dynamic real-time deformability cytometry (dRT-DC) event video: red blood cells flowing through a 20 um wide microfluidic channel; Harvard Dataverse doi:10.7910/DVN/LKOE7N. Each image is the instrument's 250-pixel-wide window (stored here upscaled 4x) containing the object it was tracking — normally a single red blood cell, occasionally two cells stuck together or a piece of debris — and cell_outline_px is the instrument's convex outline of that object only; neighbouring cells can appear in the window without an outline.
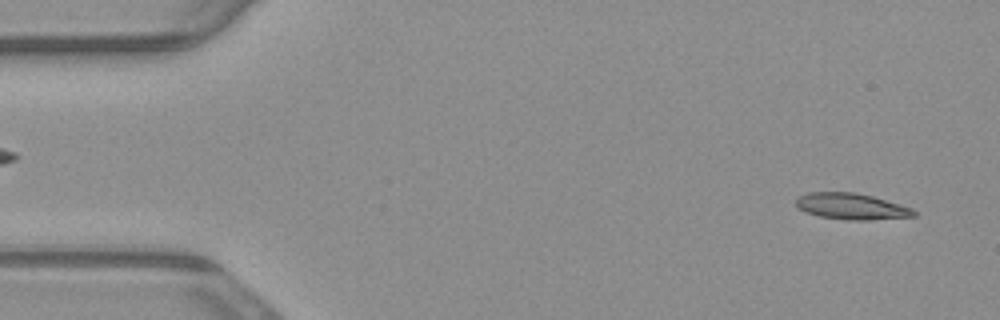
{"species": "common noctule bat (a hibernating species)", "species_latin": "Nyctalus noctula", "temperature_condition": "warm", "stored_images_in_passage": 52, "camera_frame_rate_fps": 3000, "um_per_image_px": 0.085, "animal": {"sex": "male", "body_mass_g": 23.1, "forearm_length_mm": 52.7}, "frame": {"image": 1, "passage_image": 2, "time_ms": 0.333, "image_size_px": [1000, 320], "cell_outline_px": [[916, 216], [868, 220], [844, 220], [820, 216], [804, 212], [796, 204], [796, 200], [800, 196], [808, 192], [852, 192], [872, 196], [900, 204], [912, 208], [916, 212]], "centroid_in_image_um": [72.38, 17.55], "position_along_channel_um": 12.6, "area_um2": 17.92}}
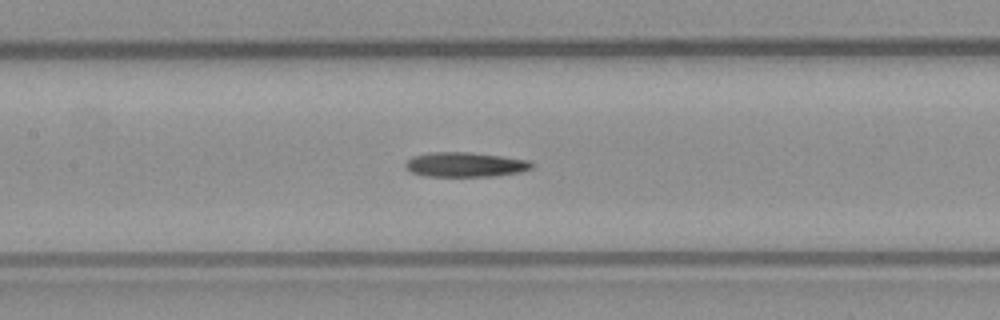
{"frame": {"image": 2, "passage_image": 23, "time_ms": 7.333, "image_size_px": [1000, 320], "cell_outline_px": [[536, 164], [532, 168], [520, 172], [496, 176], [424, 176], [412, 172], [404, 168], [404, 164], [412, 156], [428, 152], [468, 152], [500, 156], [528, 160]], "centroid_in_image_um": [39.53, 13.99], "position_along_channel_um": 167.9, "area_um2": 18.26}}
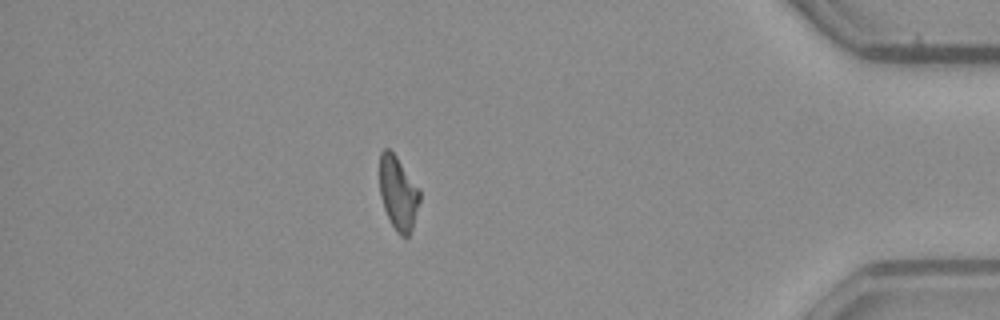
{"frame": {"image": 3, "passage_image": 45, "time_ms": 14.667, "image_size_px": [1000, 320], "cell_outline_px": [[420, 200], [412, 228], [408, 236], [400, 236], [396, 232], [384, 208], [380, 196], [380, 152], [384, 148], [388, 148], [396, 156], [420, 188]], "centroid_in_image_um": [33.85, 16.4], "position_along_channel_um": 401.4, "area_um2": 17.17}}